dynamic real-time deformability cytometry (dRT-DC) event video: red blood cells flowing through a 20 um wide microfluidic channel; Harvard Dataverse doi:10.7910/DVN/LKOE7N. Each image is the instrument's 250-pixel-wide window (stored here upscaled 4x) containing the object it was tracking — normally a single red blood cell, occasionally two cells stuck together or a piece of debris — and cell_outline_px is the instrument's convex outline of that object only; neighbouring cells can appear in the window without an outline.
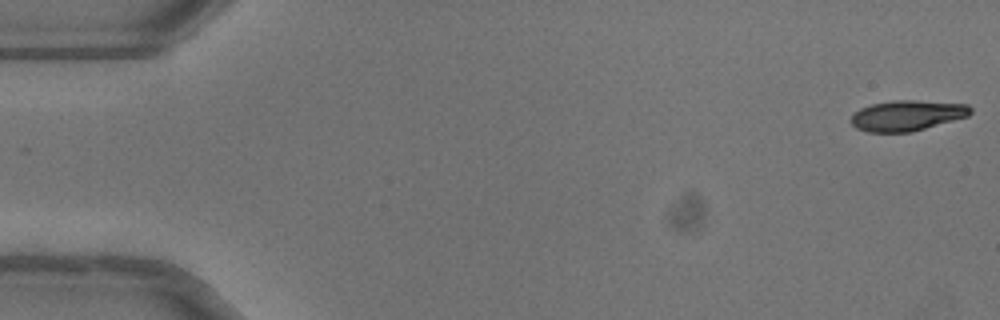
{"species": "common noctule bat (a hibernating species)", "species_latin": "Nyctalus noctula", "temperature_condition": "warm", "stored_images_in_passage": 8, "camera_frame_rate_fps": 3000, "um_per_image_px": 0.085, "animal": {"sex": "female"}, "frame": {"image": 1, "passage_image": 1, "time_ms": 0.0, "image_size_px": [1000, 320], "cell_outline_px": [[972, 112], [968, 116], [912, 132], [868, 132], [856, 128], [852, 124], [852, 116], [860, 108], [872, 104], [892, 100], [916, 100], [968, 104], [972, 108]], "centroid_in_image_um": [77.13, 9.81], "position_along_channel_um": 7.9, "area_um2": 21.21}}